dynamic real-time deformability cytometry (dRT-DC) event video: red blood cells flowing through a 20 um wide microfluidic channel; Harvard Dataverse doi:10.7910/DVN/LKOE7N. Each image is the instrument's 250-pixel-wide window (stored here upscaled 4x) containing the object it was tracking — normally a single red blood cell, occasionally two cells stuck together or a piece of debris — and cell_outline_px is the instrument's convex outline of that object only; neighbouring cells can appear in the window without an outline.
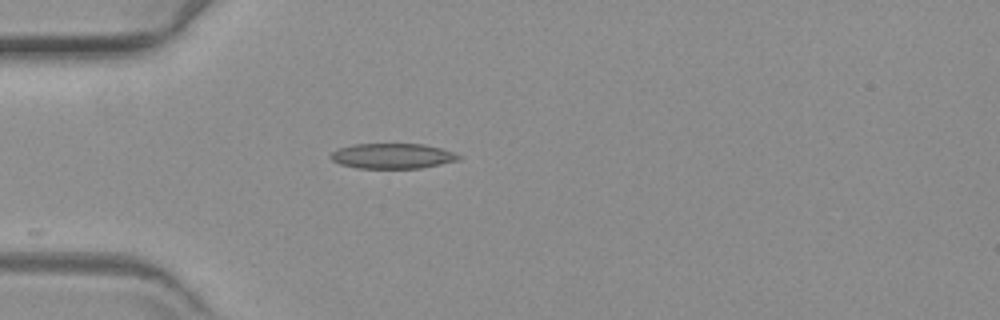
{"species": "common noctule bat (a hibernating species)", "species_latin": "Nyctalus noctula", "temperature_condition": "warm", "stored_images_in_passage": 20, "camera_frame_rate_fps": 3000, "um_per_image_px": 0.085, "animal": {"sex": "female", "body_mass_g": 19.3, "forearm_length_mm": 54.1}, "frame": {"image": 1, "passage_image": 1, "time_ms": 0.0, "image_size_px": [1000, 320], "cell_outline_px": [[460, 160], [420, 168], [356, 168], [340, 164], [332, 160], [332, 152], [340, 148], [356, 144], [424, 144], [440, 148], [452, 152], [460, 156]], "centroid_in_image_um": [33.37, 13.26], "position_along_channel_um": 51.6, "area_um2": 18.55}}
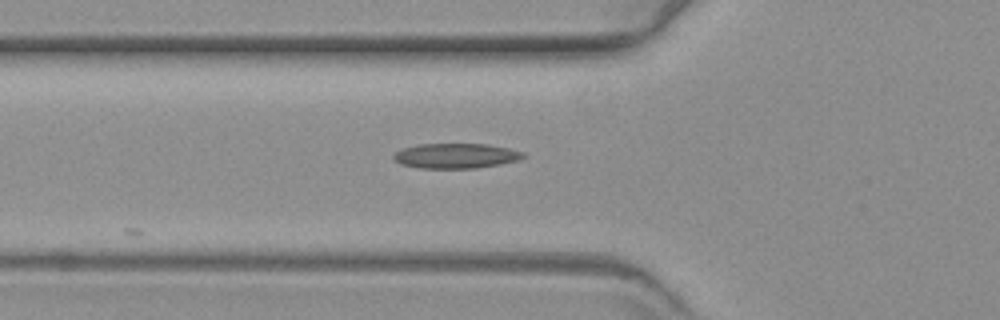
{"frame": {"image": 2, "passage_image": 5, "time_ms": 1.333, "image_size_px": [1000, 320], "cell_outline_px": [[524, 156], [520, 160], [500, 164], [476, 168], [420, 168], [400, 164], [392, 156], [400, 148], [416, 144], [488, 144], [508, 148], [524, 152]], "centroid_in_image_um": [38.73, 13.24], "position_along_channel_um": 87.1, "area_um2": 18.96}}
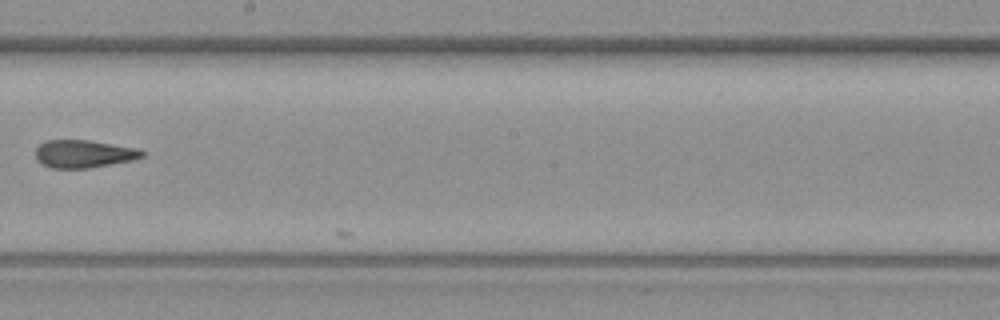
{"frame": {"image": 3, "passage_image": 18, "time_ms": 5.667, "image_size_px": [1000, 320], "cell_outline_px": [[148, 152], [144, 156], [132, 160], [88, 168], [52, 168], [40, 164], [36, 160], [36, 148], [44, 140], [88, 140], [140, 148]], "centroid_in_image_um": [7.14, 13.07], "position_along_channel_um": 241.1, "area_um2": 17.46}}